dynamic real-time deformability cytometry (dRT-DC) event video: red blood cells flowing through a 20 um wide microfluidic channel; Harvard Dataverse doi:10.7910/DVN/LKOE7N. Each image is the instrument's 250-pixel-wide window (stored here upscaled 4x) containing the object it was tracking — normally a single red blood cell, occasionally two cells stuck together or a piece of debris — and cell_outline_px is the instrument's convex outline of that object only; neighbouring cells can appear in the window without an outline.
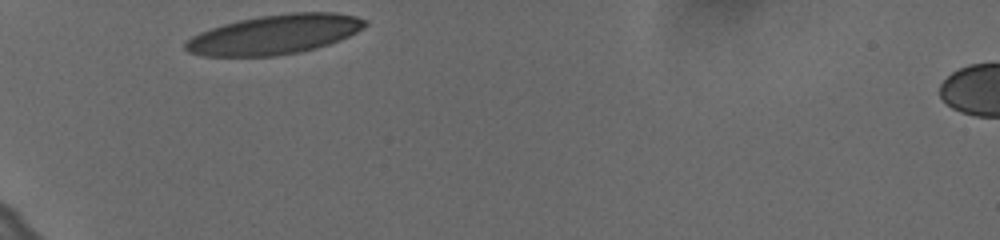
{"species": "human", "species_latin": "Homo sapiens", "temperature_condition": "cold", "stored_images_in_passage": 30, "camera_frame_rate_fps": 3000, "um_per_image_px": 0.085, "donor": {"sex": "female"}, "frame": {"image": 1, "passage_image": 1, "time_ms": 0.0, "image_size_px": [1000, 240], "cell_outline_px": [[368, 24], [364, 28], [340, 40], [316, 48], [300, 52], [276, 56], [204, 56], [188, 52], [184, 48], [184, 44], [192, 36], [200, 32], [224, 24], [240, 20], [260, 16], [292, 12], [336, 12], [356, 16], [364, 20]], "centroid_in_image_um": [23.36, 2.93], "position_along_channel_um": 61.6, "area_um2": 41.21}}
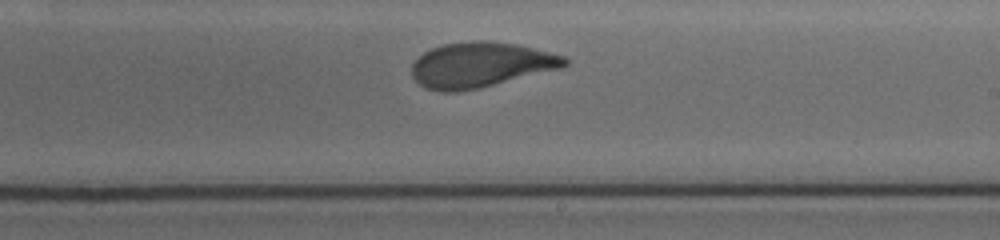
{"frame": {"image": 2, "passage_image": 18, "time_ms": 5.667, "image_size_px": [1000, 240], "cell_outline_px": [[568, 64], [560, 68], [480, 88], [460, 92], [440, 92], [424, 88], [412, 76], [412, 64], [424, 52], [432, 48], [444, 44], [472, 40], [480, 40], [516, 44], [564, 56], [568, 60]], "centroid_in_image_um": [40.81, 5.52], "position_along_channel_um": 248.2, "area_um2": 40.06}}
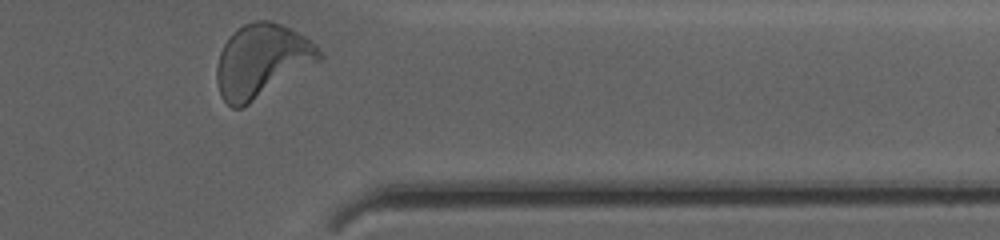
{"frame": {"image": 3, "passage_image": 30, "time_ms": 9.667, "image_size_px": [1000, 240], "cell_outline_px": [[324, 56], [320, 60], [248, 104], [240, 108], [232, 108], [220, 96], [216, 80], [216, 68], [220, 52], [224, 44], [232, 32], [236, 28], [244, 24], [256, 20], [268, 20], [292, 28], [312, 40], [320, 48]], "centroid_in_image_um": [22.24, 5.13], "position_along_channel_um": 389.2, "area_um2": 43.64}, "authors_computed_cell_mechanics": {"area_um2": 40.6334, "velocity_mm_per_s": 3.6005, "shape_relaxation_time_tau1_ms": 3.5639, "shape_relaxation_time_tau2_ms": 0.9256, "deformation_change_tau1": 0.1676, "deformation_change_tau2": 0.0776}}